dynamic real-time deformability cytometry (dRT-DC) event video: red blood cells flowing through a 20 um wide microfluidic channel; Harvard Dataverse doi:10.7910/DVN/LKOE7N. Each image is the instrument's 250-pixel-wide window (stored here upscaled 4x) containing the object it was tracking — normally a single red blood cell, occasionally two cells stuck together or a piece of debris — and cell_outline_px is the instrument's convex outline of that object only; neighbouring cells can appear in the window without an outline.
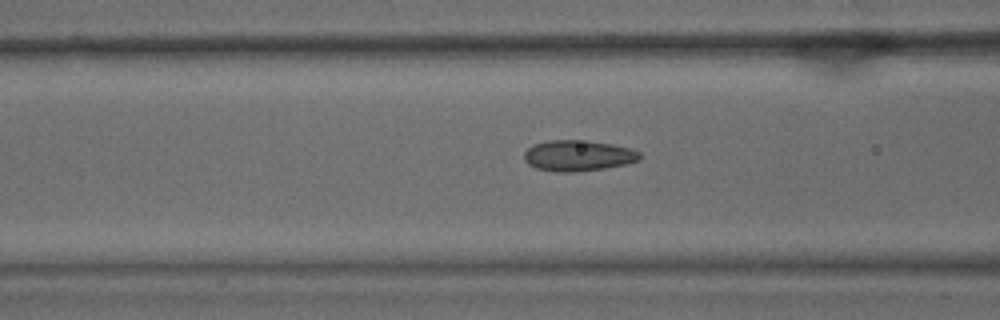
{"species": "common noctule bat (a hibernating species)", "species_latin": "Nyctalus noctula", "temperature_condition": "warm", "stored_images_in_passage": 27, "camera_frame_rate_fps": 3000, "um_per_image_px": 0.085, "animal": {"sex": "male", "body_mass_g": 15.6}, "frame": {"image": 1, "passage_image": 5, "time_ms": 1.333, "image_size_px": [1000, 320], "cell_outline_px": [[640, 160], [628, 164], [604, 168], [576, 172], [560, 172], [536, 168], [528, 164], [524, 160], [524, 152], [532, 144], [548, 140], [588, 140], [612, 144], [632, 148], [640, 152]], "centroid_in_image_um": [49.15, 13.22], "position_along_channel_um": 117.5, "area_um2": 21.04}}
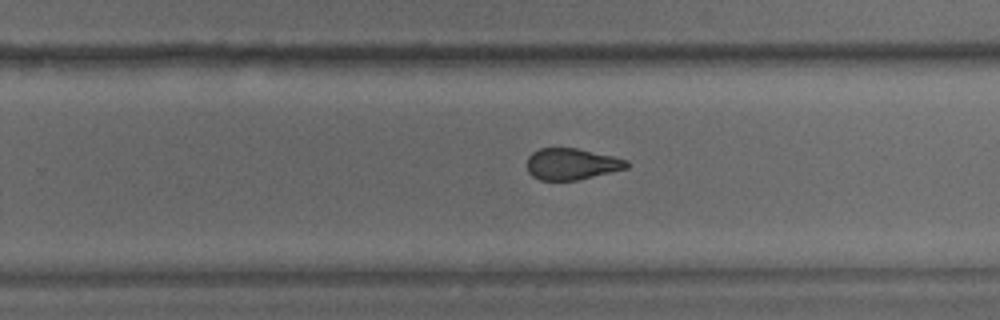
{"frame": {"image": 2, "passage_image": 18, "time_ms": 5.667, "image_size_px": [1000, 320], "cell_outline_px": [[628, 168], [576, 180], [540, 180], [532, 176], [528, 172], [528, 156], [532, 152], [540, 148], [576, 148], [612, 156], [628, 160]], "centroid_in_image_um": [48.57, 13.94], "position_along_channel_um": 281.2, "area_um2": 18.09}}
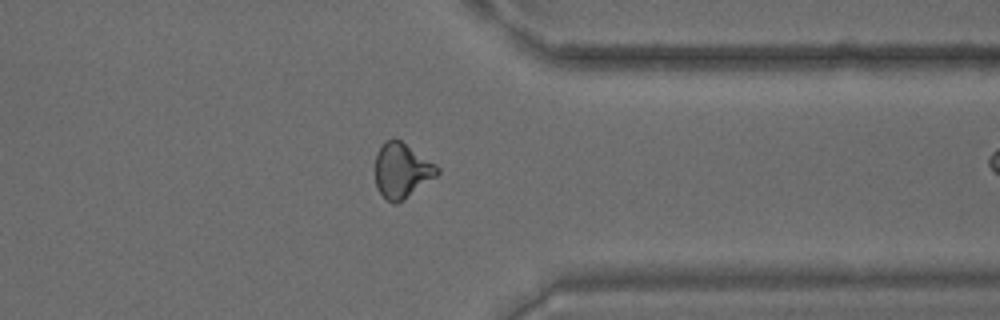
{"frame": {"image": 3, "passage_image": 26, "time_ms": 8.333, "image_size_px": [1000, 320], "cell_outline_px": [[440, 172], [436, 176], [404, 200], [396, 204], [392, 204], [376, 188], [376, 152], [384, 140], [392, 136], [396, 136], [436, 164], [440, 168]], "centroid_in_image_um": [34.15, 14.45], "position_along_channel_um": 377.2, "area_um2": 20.23}}